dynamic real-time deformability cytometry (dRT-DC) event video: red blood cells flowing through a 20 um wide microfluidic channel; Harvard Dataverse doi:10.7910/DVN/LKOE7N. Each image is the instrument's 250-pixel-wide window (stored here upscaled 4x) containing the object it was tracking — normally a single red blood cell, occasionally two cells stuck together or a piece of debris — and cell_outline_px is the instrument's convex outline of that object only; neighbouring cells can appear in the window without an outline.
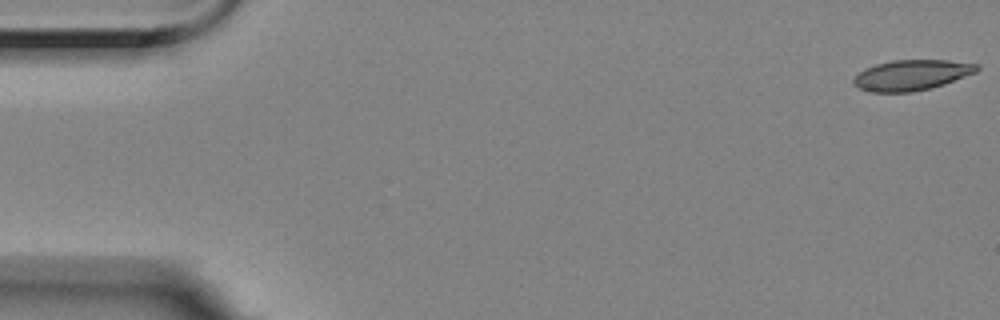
{"species": "Egyptian fruit bat (a non-hibernating species)", "species_latin": "Rousettus aegyptiacus", "temperature_condition": "room temperature", "stored_images_in_passage": 57, "camera_frame_rate_fps": 3000, "um_per_image_px": 0.085, "animal": {"sex": "female"}, "frame": {"image": 1, "passage_image": 1, "time_ms": 0.0, "image_size_px": [1000, 320], "cell_outline_px": [[980, 68], [976, 72], [944, 84], [912, 92], [872, 92], [860, 88], [852, 84], [852, 80], [864, 68], [876, 64], [892, 60], [948, 60], [980, 64]], "centroid_in_image_um": [77.49, 6.37], "position_along_channel_um": 7.5, "area_um2": 21.85}}
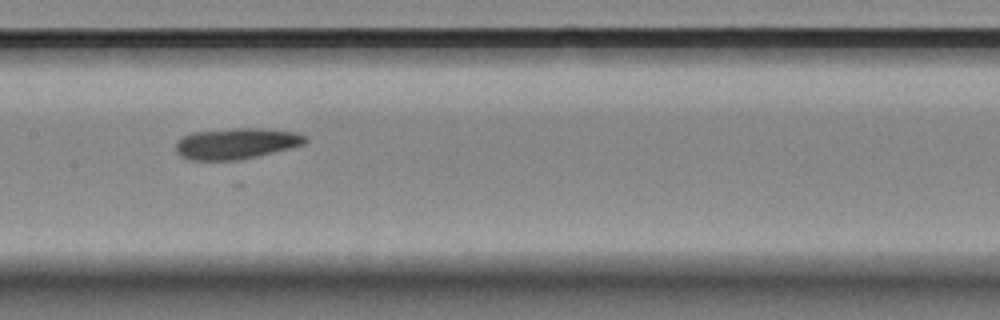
{"frame": {"image": 2, "passage_image": 28, "time_ms": 9.0, "image_size_px": [1000, 320], "cell_outline_px": [[308, 140], [304, 144], [256, 156], [236, 160], [188, 160], [180, 156], [176, 152], [176, 140], [192, 132], [232, 128], [264, 128], [296, 132], [308, 136]], "centroid_in_image_um": [20.06, 12.19], "position_along_channel_um": 187.3, "area_um2": 23.47}}
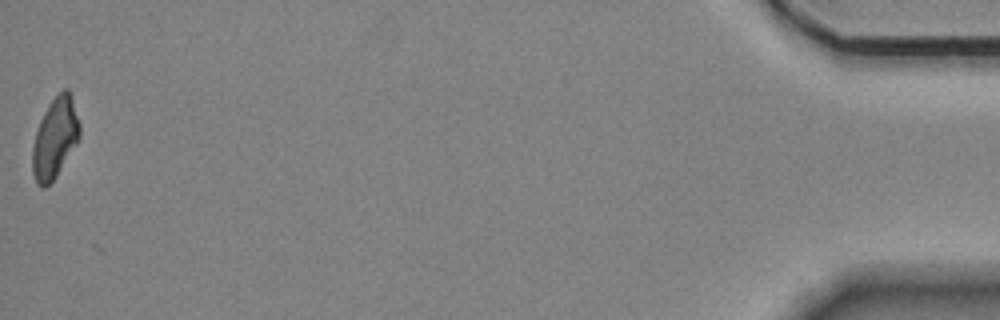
{"frame": {"image": 3, "passage_image": 57, "time_ms": 18.667, "image_size_px": [1000, 320], "cell_outline_px": [[80, 136], [76, 144], [56, 176], [44, 188], [40, 188], [36, 184], [32, 172], [32, 148], [36, 132], [40, 120], [44, 112], [52, 100], [64, 88], [68, 88], [72, 96], [80, 124]], "centroid_in_image_um": [4.67, 11.74], "position_along_channel_um": 430.5, "area_um2": 22.02}, "authors_computed_cell_mechanics": {"area_um2": 22.7732, "velocity_mm_per_s": 3.4992, "shape_relaxation_time_tau1_ms": null, "shape_relaxation_time_tau2_ms": 1.0174, "deformation_change_tau1": null, "deformation_change_tau2": 0.0836}}